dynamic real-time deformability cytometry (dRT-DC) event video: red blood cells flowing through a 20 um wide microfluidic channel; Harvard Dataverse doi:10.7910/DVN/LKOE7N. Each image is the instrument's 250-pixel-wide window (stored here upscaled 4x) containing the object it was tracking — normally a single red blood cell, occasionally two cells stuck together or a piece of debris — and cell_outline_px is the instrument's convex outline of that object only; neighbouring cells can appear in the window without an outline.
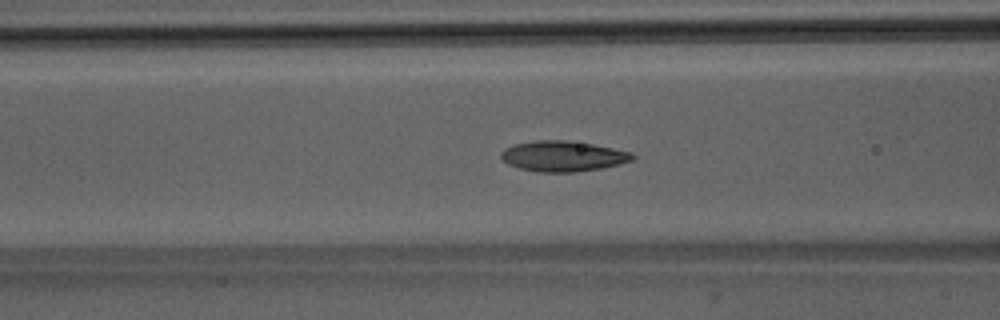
{"species": "Egyptian fruit bat (a non-hibernating species)", "species_latin": "Rousettus aegyptiacus", "temperature_condition": "room temperature", "stored_images_in_passage": 37, "camera_frame_rate_fps": 3000, "um_per_image_px": 0.085, "animal": {"sex": "male"}, "frame": {"image": 1, "passage_image": 6, "time_ms": 1.667, "image_size_px": [1000, 320], "cell_outline_px": [[636, 156], [632, 160], [620, 164], [600, 168], [576, 172], [536, 172], [520, 168], [508, 164], [500, 156], [500, 152], [504, 148], [516, 144], [532, 140], [564, 140], [592, 144], [632, 152]], "centroid_in_image_um": [47.84, 13.27], "position_along_channel_um": 118.8, "area_um2": 23.35}}
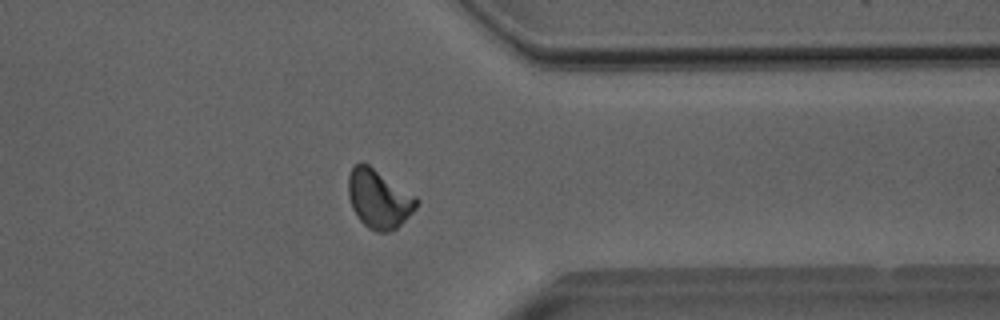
{"frame": {"image": 2, "passage_image": 26, "time_ms": 8.333, "image_size_px": [1000, 320], "cell_outline_px": [[420, 200], [416, 208], [392, 232], [376, 232], [368, 228], [356, 216], [352, 208], [348, 196], [348, 176], [352, 168], [356, 164], [368, 164], [416, 196]], "centroid_in_image_um": [32.2, 16.93], "position_along_channel_um": 379.2, "area_um2": 23.24}}
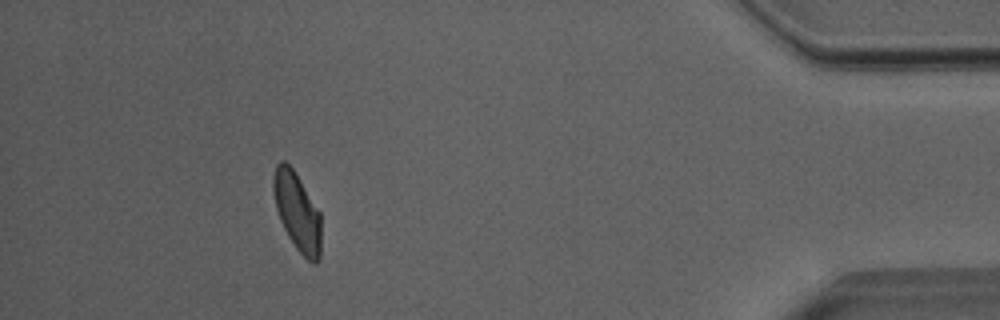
{"frame": {"image": 3, "passage_image": 32, "time_ms": 10.333, "image_size_px": [1000, 320], "cell_outline_px": [[320, 260], [316, 264], [312, 264], [296, 248], [288, 236], [280, 220], [276, 208], [272, 188], [272, 180], [276, 164], [280, 160], [284, 160], [292, 168], [320, 212]], "centroid_in_image_um": [25.25, 18.0], "position_along_channel_um": 410.0, "area_um2": 21.68}, "authors_computed_cell_mechanics": {"area_um2": 22.1952, "velocity_mm_per_s": 4.0026, "shape_relaxation_time_tau1_ms": 3.9479, "shape_relaxation_time_tau2_ms": 1.4667, "deformation_change_tau1": 0.1457, "deformation_change_tau2": 0.061}}